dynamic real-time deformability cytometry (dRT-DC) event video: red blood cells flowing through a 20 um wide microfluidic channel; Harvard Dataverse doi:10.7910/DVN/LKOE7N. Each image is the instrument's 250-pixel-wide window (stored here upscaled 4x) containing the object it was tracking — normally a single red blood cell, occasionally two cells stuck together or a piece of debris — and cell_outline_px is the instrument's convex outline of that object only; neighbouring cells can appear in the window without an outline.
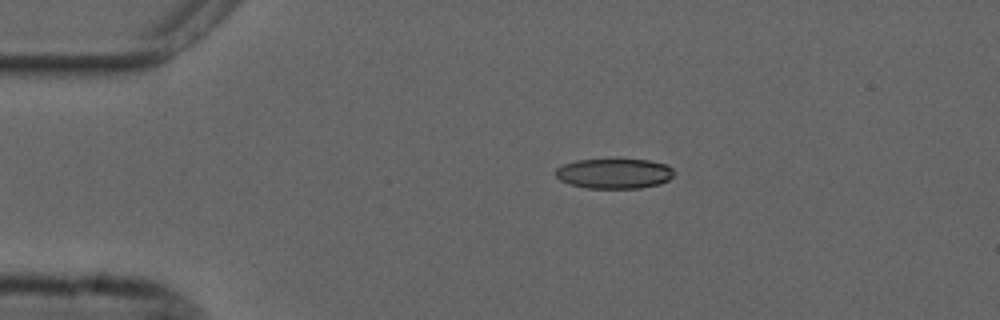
{"species": "common noctule bat (a hibernating species)", "species_latin": "Nyctalus noctula", "temperature_condition": "cold", "stored_images_in_passage": 28, "camera_frame_rate_fps": 3000, "um_per_image_px": 0.085, "animal": {"sex": "male", "forearm_length_mm": 52.5}, "frame": {"image": 1, "passage_image": 1, "time_ms": 0.0, "image_size_px": [1000, 320], "cell_outline_px": [[676, 172], [668, 180], [660, 184], [640, 188], [588, 188], [568, 184], [560, 180], [556, 176], [556, 168], [564, 164], [576, 160], [616, 156], [648, 160], [668, 164]], "centroid_in_image_um": [52.23, 14.69], "position_along_channel_um": 32.8, "area_um2": 21.79}}
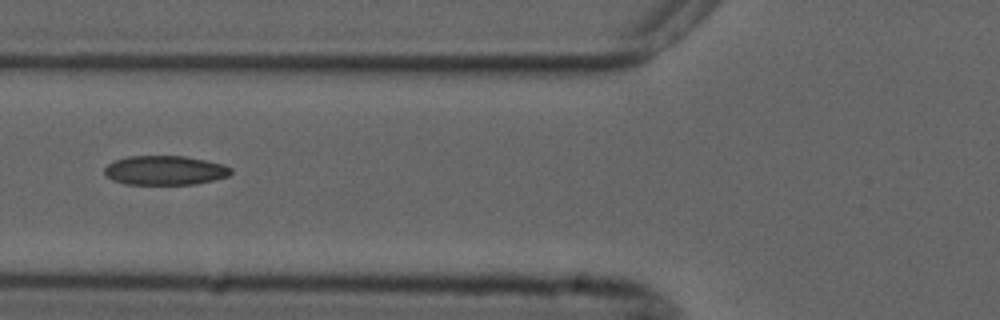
{"frame": {"image": 2, "passage_image": 11, "time_ms": 3.333, "image_size_px": [1000, 320], "cell_outline_px": [[232, 172], [228, 176], [196, 184], [124, 184], [112, 180], [104, 176], [104, 168], [108, 164], [116, 160], [128, 156], [184, 156], [224, 164], [232, 168]], "centroid_in_image_um": [14.0, 14.48], "position_along_channel_um": 111.8, "area_um2": 21.62}}
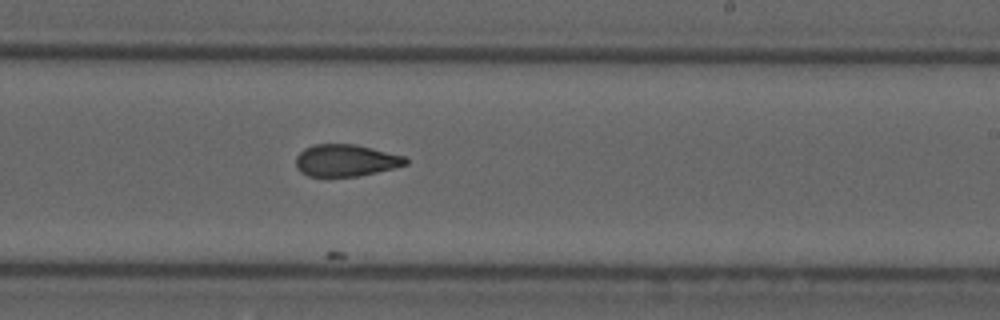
{"frame": {"image": 3, "passage_image": 23, "time_ms": 7.333, "image_size_px": [1000, 320], "cell_outline_px": [[408, 164], [376, 172], [356, 176], [308, 176], [300, 172], [296, 168], [296, 156], [304, 148], [312, 144], [356, 144], [404, 156], [408, 160]], "centroid_in_image_um": [29.35, 13.62], "position_along_channel_um": 259.6, "area_um2": 20.4}}